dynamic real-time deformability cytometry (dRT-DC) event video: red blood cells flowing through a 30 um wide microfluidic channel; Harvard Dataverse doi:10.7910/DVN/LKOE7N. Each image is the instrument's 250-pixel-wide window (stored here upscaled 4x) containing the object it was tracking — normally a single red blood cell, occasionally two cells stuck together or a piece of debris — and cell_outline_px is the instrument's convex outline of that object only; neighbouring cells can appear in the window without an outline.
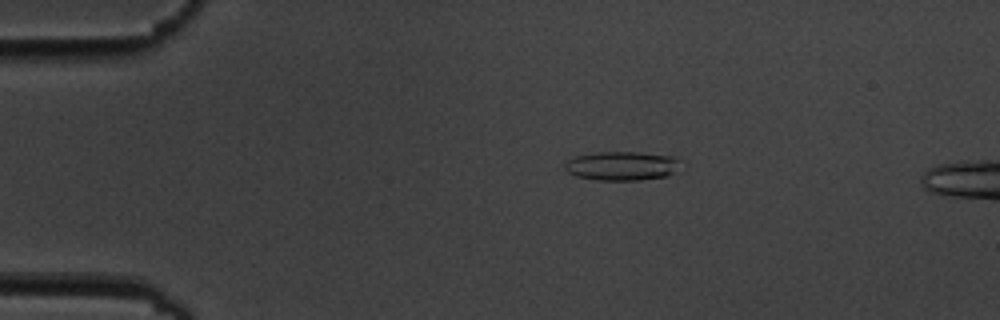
{"species": "common noctule bat (a hibernating species)", "species_latin": "Nyctalus noctula", "temperature_condition": "cold", "stored_images_in_passage": 6, "camera_frame_rate_fps": 3000, "um_per_image_px": 0.085, "animal": {"sex": "male", "body_mass_g": 19.5, "forearm_length_mm": 54.6}, "frame": {"image": 1, "passage_image": 4, "time_ms": 3.667, "image_size_px": [1000, 320], "cell_outline_px": [[680, 164], [668, 176], [640, 180], [596, 180], [576, 176], [568, 172], [564, 168], [564, 164], [568, 160], [576, 156], [596, 152], [640, 152], [676, 156], [680, 160]], "centroid_in_image_um": [52.86, 14.09], "position_along_channel_um": 32.1, "area_um2": 19.65}}